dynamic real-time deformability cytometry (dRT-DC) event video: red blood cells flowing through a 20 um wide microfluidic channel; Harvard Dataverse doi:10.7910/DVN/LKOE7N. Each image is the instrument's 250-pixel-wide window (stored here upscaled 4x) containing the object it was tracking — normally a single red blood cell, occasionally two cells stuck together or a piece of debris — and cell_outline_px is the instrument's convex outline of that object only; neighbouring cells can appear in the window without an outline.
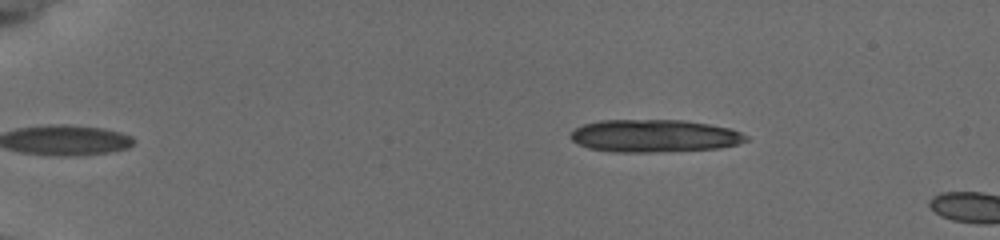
{"species": "common noctule bat (a hibernating species)", "species_latin": "Nyctalus noctula", "temperature_condition": "cold", "stored_images_in_passage": 3, "camera_frame_rate_fps": 3000, "um_per_image_px": 0.085, "animal": {"sex": "female", "body_mass_g": 19.5, "forearm_length_mm": 54.1}, "frame": {"image": 1, "passage_image": 1, "time_ms": 0.0, "image_size_px": [1000, 240], "cell_outline_px": [[748, 140], [736, 144], [716, 148], [648, 152], [612, 152], [588, 148], [572, 140], [568, 136], [576, 128], [584, 124], [600, 120], [684, 120], [708, 124], [728, 128], [740, 132], [748, 136]], "centroid_in_image_um": [55.58, 11.54], "position_along_channel_um": 29.4, "area_um2": 33.06}}